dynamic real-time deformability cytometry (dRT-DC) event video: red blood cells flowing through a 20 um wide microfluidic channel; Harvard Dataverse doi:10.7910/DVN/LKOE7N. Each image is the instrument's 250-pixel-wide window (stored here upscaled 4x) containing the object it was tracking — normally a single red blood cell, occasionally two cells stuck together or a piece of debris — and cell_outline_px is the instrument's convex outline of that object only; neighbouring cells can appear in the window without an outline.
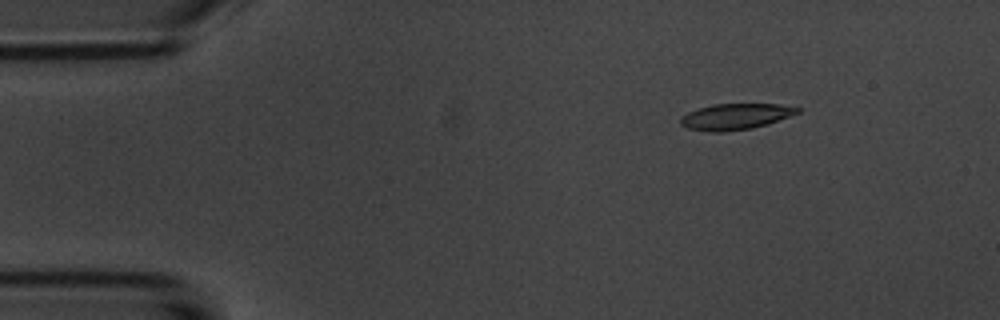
{"species": "common noctule bat (a hibernating species)", "species_latin": "Nyctalus noctula", "temperature_condition": "room temperature", "stored_images_in_passage": 4, "camera_frame_rate_fps": 3000, "um_per_image_px": 0.085, "animal": {"sex": "male", "body_mass_g": 20.1, "forearm_length_mm": 53.5}, "frame": {"image": 1, "passage_image": 2, "time_ms": 1.0, "image_size_px": [1000, 320], "cell_outline_px": [[800, 112], [768, 124], [752, 128], [720, 132], [708, 132], [688, 128], [680, 124], [680, 116], [688, 112], [712, 104], [780, 104], [800, 108]], "centroid_in_image_um": [62.49, 9.91], "position_along_channel_um": 22.5, "area_um2": 17.69}}